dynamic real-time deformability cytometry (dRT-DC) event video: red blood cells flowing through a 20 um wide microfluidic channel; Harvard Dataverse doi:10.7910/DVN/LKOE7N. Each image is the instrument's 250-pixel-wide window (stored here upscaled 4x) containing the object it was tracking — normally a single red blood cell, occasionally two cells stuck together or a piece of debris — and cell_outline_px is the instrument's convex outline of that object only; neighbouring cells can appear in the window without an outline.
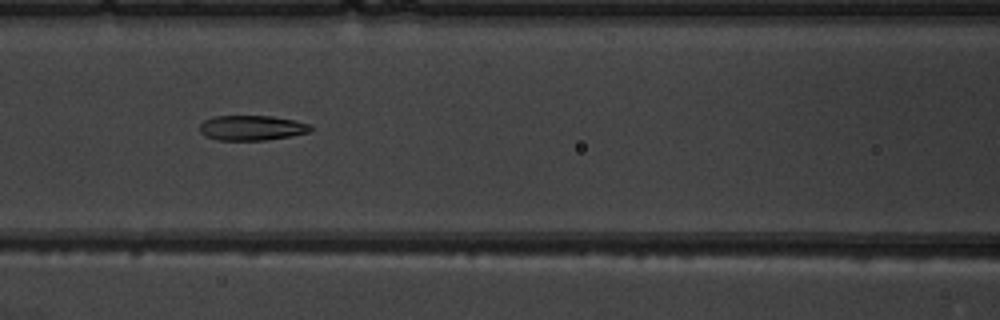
{"species": "common noctule bat (a hibernating species)", "species_latin": "Nyctalus noctula", "temperature_condition": "warm", "stored_images_in_passage": 8, "camera_frame_rate_fps": 3000, "um_per_image_px": 0.085, "animal": {"sex": "male", "body_mass_g": 19.5, "forearm_length_mm": 54.6}, "frame": {"image": 1, "passage_image": 7, "time_ms": 7.0, "image_size_px": [1000, 320], "cell_outline_px": [[312, 128], [308, 132], [288, 136], [264, 140], [220, 140], [208, 136], [200, 132], [200, 124], [204, 120], [212, 116], [272, 116], [292, 120], [308, 124]], "centroid_in_image_um": [21.35, 10.86], "position_along_channel_um": 145.2, "area_um2": 15.84}}
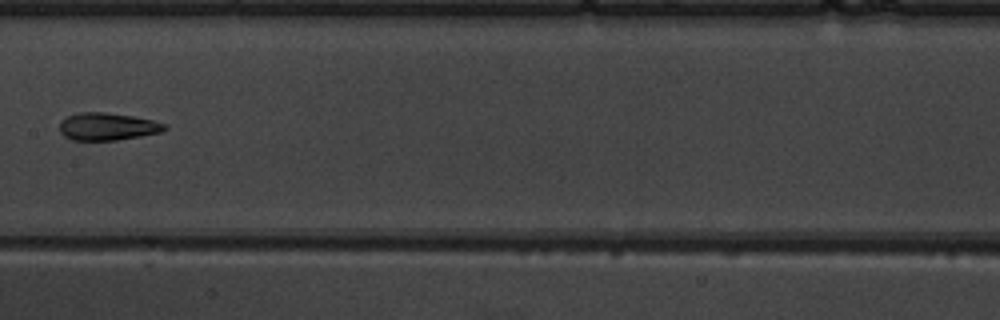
{"frame": {"image": 2, "passage_image": 8, "time_ms": 8.333, "image_size_px": [1000, 320], "cell_outline_px": [[168, 128], [160, 132], [140, 136], [116, 140], [72, 140], [64, 136], [60, 132], [60, 124], [68, 116], [80, 112], [104, 112], [132, 116], [152, 120], [164, 124]], "centroid_in_image_um": [9.12, 10.76], "position_along_channel_um": 198.3, "area_um2": 16.59}}